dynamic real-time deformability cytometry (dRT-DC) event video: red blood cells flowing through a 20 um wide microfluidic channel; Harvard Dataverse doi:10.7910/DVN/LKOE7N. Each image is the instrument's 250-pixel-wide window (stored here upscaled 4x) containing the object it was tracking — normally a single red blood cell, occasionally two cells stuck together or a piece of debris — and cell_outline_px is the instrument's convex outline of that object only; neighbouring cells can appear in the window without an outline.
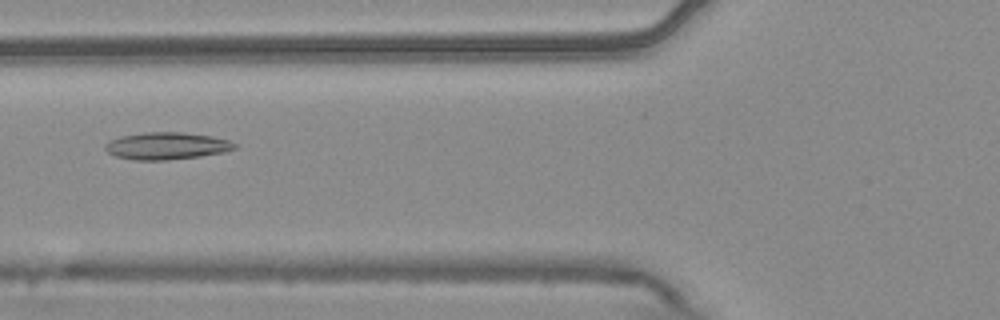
{"species": "common noctule bat (a hibernating species)", "species_latin": "Nyctalus noctula", "temperature_condition": "warm", "stored_images_in_passage": 7, "camera_frame_rate_fps": 3000, "um_per_image_px": 0.085, "animal": {"sex": "male", "body_mass_g": 20.4}, "frame": {"image": 1, "passage_image": 4, "time_ms": 1.0, "image_size_px": [1000, 320], "cell_outline_px": [[236, 148], [224, 152], [200, 156], [168, 160], [132, 160], [116, 156], [108, 152], [104, 148], [104, 144], [120, 136], [144, 132], [180, 132], [212, 136], [228, 140], [236, 144]], "centroid_in_image_um": [14.15, 12.4], "position_along_channel_um": 111.7, "area_um2": 20.46}}
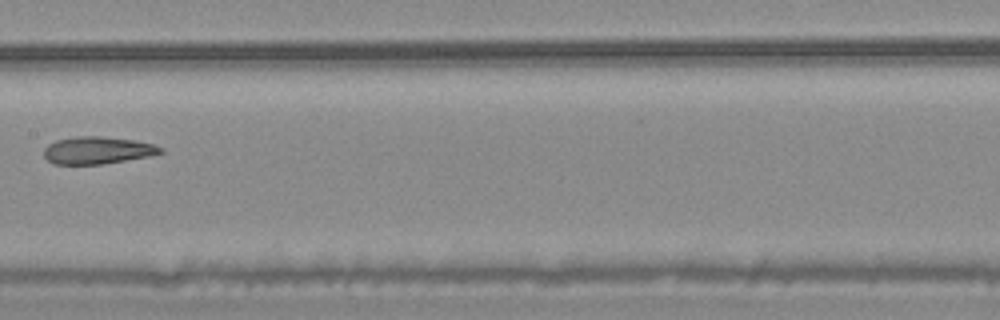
{"frame": {"image": 2, "passage_image": 6, "time_ms": 1.667, "image_size_px": [1000, 320], "cell_outline_px": [[164, 152], [152, 156], [100, 164], [52, 164], [44, 156], [44, 148], [48, 144], [56, 140], [76, 136], [100, 136], [132, 140], [152, 144], [164, 148]], "centroid_in_image_um": [8.28, 12.78], "position_along_channel_um": 199.1, "area_um2": 18.55}}
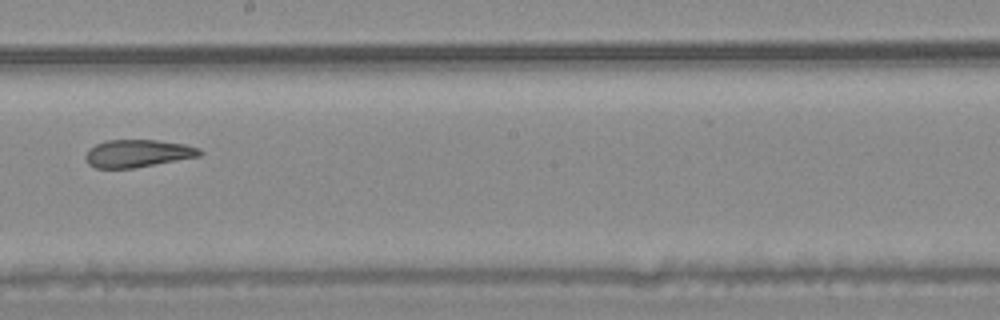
{"frame": {"image": 3, "passage_image": 7, "time_ms": 2.0, "image_size_px": [1000, 320], "cell_outline_px": [[204, 152], [200, 156], [132, 168], [96, 168], [88, 164], [84, 156], [88, 148], [104, 140], [156, 140], [184, 144], [200, 148]], "centroid_in_image_um": [11.68, 13.03], "position_along_channel_um": 236.5, "area_um2": 18.38}}